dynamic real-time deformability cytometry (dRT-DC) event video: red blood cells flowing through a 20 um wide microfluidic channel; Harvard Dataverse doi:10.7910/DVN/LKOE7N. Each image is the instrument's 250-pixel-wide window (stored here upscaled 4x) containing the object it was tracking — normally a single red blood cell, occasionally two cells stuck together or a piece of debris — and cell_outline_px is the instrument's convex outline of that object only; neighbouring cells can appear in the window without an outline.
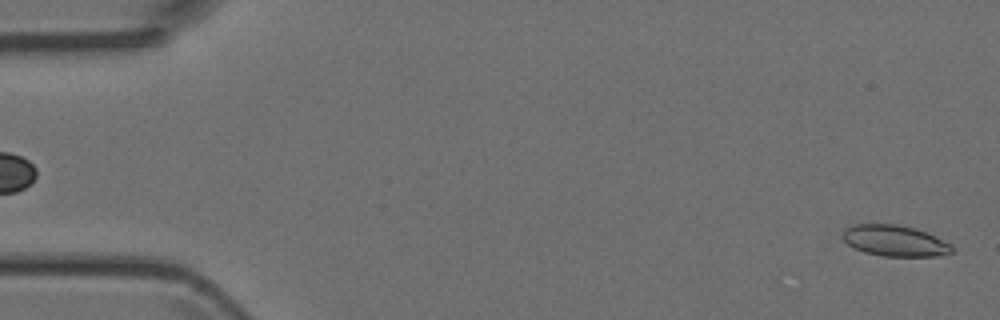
{"species": "Egyptian fruit bat (a non-hibernating species)", "species_latin": "Rousettus aegyptiacus", "temperature_condition": "room temperature", "stored_images_in_passage": 22, "camera_frame_rate_fps": 3000, "um_per_image_px": 0.085, "animal": {"sex": "female"}, "frame": {"image": 1, "passage_image": 1, "time_ms": 0.0, "image_size_px": [1000, 320], "cell_outline_px": [[952, 252], [936, 256], [884, 256], [864, 252], [848, 244], [840, 236], [844, 228], [856, 224], [896, 224], [916, 228], [952, 244]], "centroid_in_image_um": [76.02, 20.45], "position_along_channel_um": 9.0, "area_um2": 19.71}}
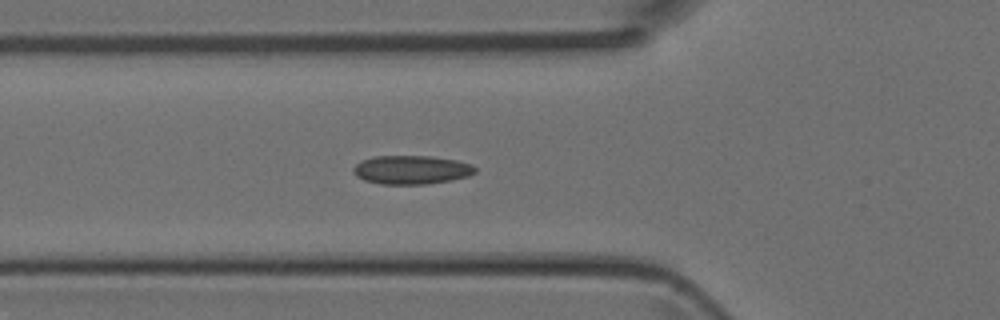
{"frame": {"image": 2, "passage_image": 16, "time_ms": 5.0, "image_size_px": [1000, 320], "cell_outline_px": [[476, 172], [468, 176], [452, 180], [428, 184], [380, 184], [364, 180], [356, 176], [352, 172], [352, 168], [360, 160], [372, 156], [432, 156], [456, 160], [472, 164], [476, 168]], "centroid_in_image_um": [34.95, 14.43], "position_along_channel_um": 90.9, "area_um2": 20.63}}
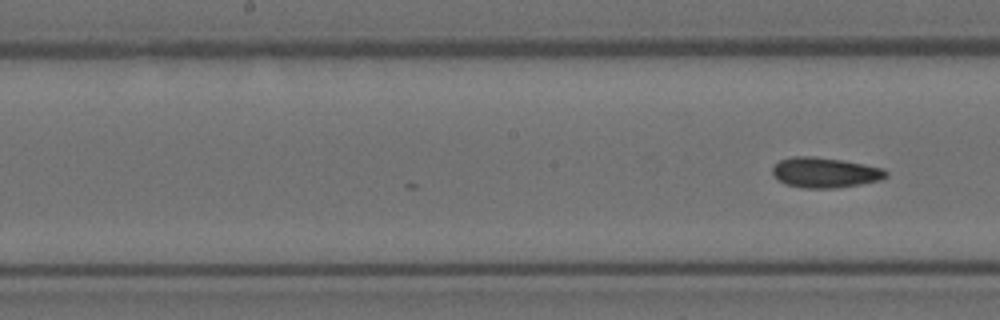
{"frame": {"image": 3, "passage_image": 22, "time_ms": 7.0, "image_size_px": [1000, 320], "cell_outline_px": [[888, 176], [880, 180], [860, 184], [832, 188], [804, 188], [784, 184], [776, 180], [772, 172], [772, 168], [780, 160], [792, 156], [812, 156], [840, 160], [864, 164], [884, 168], [888, 172]], "centroid_in_image_um": [70.1, 14.67], "position_along_channel_um": 178.1, "area_um2": 20.06}}